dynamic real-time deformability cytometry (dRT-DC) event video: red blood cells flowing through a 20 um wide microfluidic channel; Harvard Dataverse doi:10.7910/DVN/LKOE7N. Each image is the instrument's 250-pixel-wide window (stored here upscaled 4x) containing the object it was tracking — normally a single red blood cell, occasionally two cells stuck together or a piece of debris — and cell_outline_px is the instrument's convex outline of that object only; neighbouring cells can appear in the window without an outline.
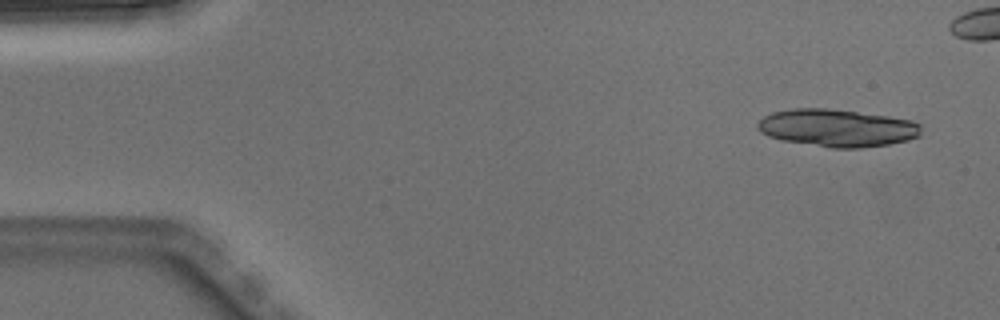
{"species": "Egyptian fruit bat (a non-hibernating species)", "species_latin": "Rousettus aegyptiacus", "temperature_condition": "warm", "stored_images_in_passage": 4, "camera_frame_rate_fps": 3000, "um_per_image_px": 0.085, "animal": {"sex": "male"}, "frame": {"image": 1, "passage_image": 1, "time_ms": 0.0, "image_size_px": [1000, 320], "cell_outline_px": [[920, 136], [908, 140], [888, 144], [860, 148], [832, 148], [784, 140], [768, 136], [760, 132], [756, 128], [756, 124], [764, 116], [772, 112], [792, 108], [828, 108], [888, 116], [912, 120], [920, 124]], "centroid_in_image_um": [71.14, 10.87], "position_along_channel_um": 13.9, "area_um2": 35.78}}